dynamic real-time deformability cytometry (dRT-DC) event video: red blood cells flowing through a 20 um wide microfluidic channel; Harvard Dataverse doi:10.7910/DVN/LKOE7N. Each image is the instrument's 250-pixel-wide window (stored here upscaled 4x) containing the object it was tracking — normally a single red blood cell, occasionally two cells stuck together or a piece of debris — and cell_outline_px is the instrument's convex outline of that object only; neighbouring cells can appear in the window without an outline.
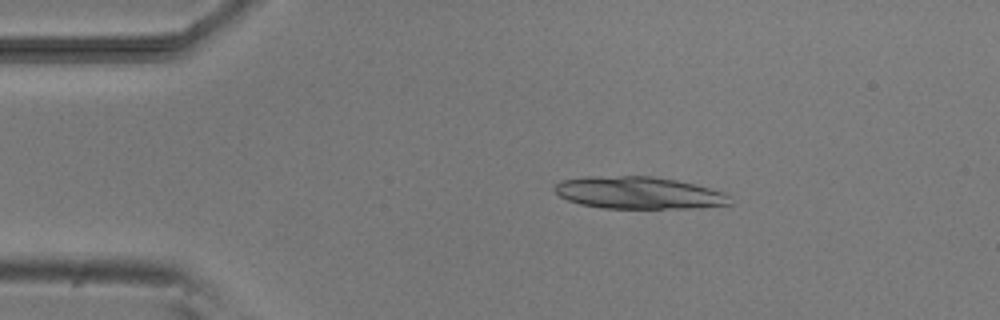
{"species": "common noctule bat (a hibernating species)", "species_latin": "Nyctalus noctula", "temperature_condition": "room temperature", "stored_images_in_passage": 5, "camera_frame_rate_fps": 3000, "um_per_image_px": 0.085, "animal": {"sex": "male", "body_mass_g": 20.5, "forearm_length_mm": 52.5}, "frame": {"image": 1, "passage_image": 3, "time_ms": 2.333, "image_size_px": [1000, 320], "cell_outline_px": [[732, 204], [700, 208], [600, 208], [580, 204], [568, 200], [560, 196], [552, 188], [560, 180], [588, 176], [648, 176], [676, 180], [724, 192], [728, 196]], "centroid_in_image_um": [54.25, 16.39], "position_along_channel_um": 30.7, "area_um2": 32.89}}